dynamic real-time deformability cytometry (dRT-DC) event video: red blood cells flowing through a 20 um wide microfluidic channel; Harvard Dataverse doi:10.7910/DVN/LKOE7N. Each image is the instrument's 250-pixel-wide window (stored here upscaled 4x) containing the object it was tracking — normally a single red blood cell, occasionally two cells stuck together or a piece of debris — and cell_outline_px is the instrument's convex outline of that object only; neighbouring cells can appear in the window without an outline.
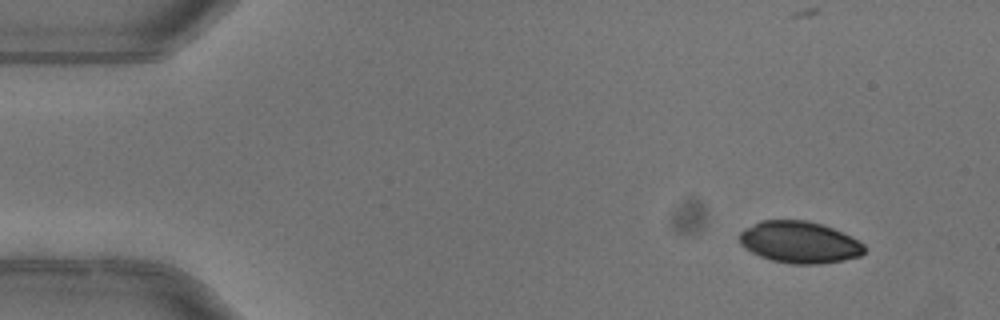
{"species": "common noctule bat (a hibernating species)", "species_latin": "Nyctalus noctula", "temperature_condition": "warm", "stored_images_in_passage": 5, "camera_frame_rate_fps": 3000, "um_per_image_px": 0.085, "animal": {"sex": "female"}, "frame": {"image": 1, "passage_image": 1, "time_ms": 0.0, "image_size_px": [1000, 320], "cell_outline_px": [[864, 252], [860, 256], [844, 260], [820, 264], [792, 264], [772, 260], [760, 256], [744, 248], [740, 244], [740, 232], [744, 228], [760, 220], [808, 220], [832, 228], [864, 244]], "centroid_in_image_um": [67.92, 20.59], "position_along_channel_um": 17.1, "area_um2": 30.23}}